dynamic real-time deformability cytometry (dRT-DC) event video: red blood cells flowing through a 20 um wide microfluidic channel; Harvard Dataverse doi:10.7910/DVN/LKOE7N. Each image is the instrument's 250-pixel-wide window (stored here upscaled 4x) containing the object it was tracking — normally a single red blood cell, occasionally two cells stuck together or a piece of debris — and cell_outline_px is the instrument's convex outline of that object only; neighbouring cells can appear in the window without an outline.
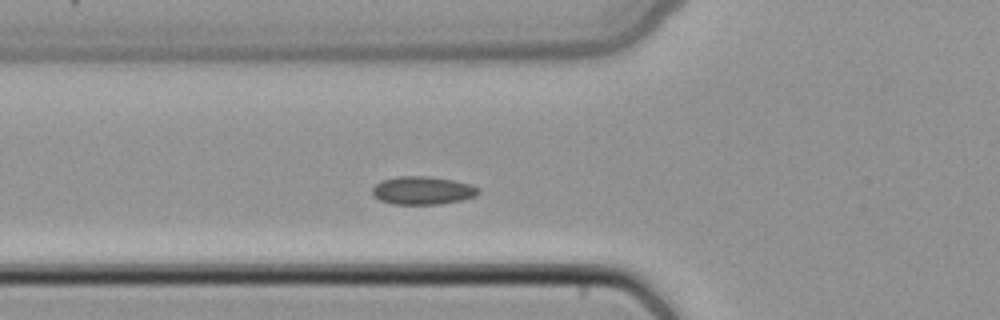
{"species": "common noctule bat (a hibernating species)", "species_latin": "Nyctalus noctula", "temperature_condition": "cold", "stored_images_in_passage": 33, "camera_frame_rate_fps": 3000, "um_per_image_px": 0.085, "animal": {"sex": "female", "body_mass_g": 22.7, "forearm_length_mm": 54.2}, "frame": {"image": 1, "passage_image": 2, "time_ms": 0.333, "image_size_px": [1000, 320], "cell_outline_px": [[480, 192], [476, 196], [460, 200], [440, 204], [392, 204], [380, 200], [372, 196], [372, 188], [380, 180], [396, 176], [428, 176], [452, 180], [468, 184], [480, 188]], "centroid_in_image_um": [35.88, 16.19], "position_along_channel_um": 89.9, "area_um2": 17.46}}
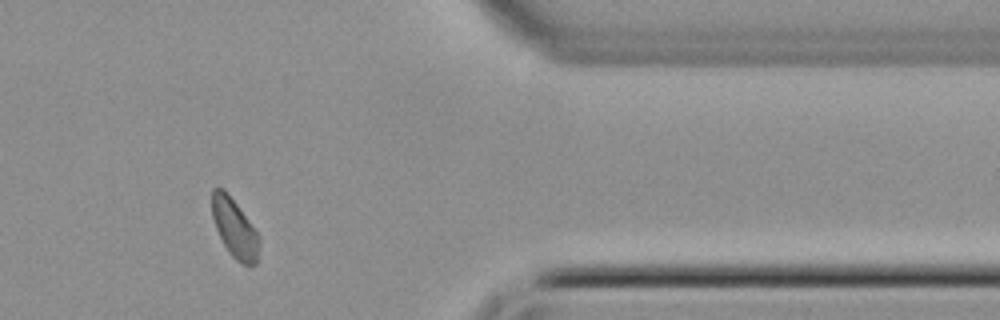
{"frame": {"image": 2, "passage_image": 25, "time_ms": 8.0, "image_size_px": [1000, 320], "cell_outline_px": [[260, 244], [256, 264], [248, 268], [240, 264], [232, 256], [224, 244], [216, 228], [212, 216], [212, 188], [224, 188], [260, 236]], "centroid_in_image_um": [19.96, 19.45], "position_along_channel_um": 391.4, "area_um2": 16.18}}
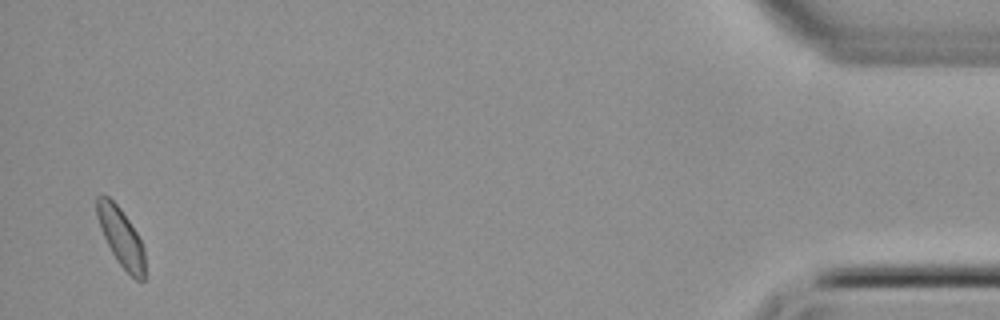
{"frame": {"image": 3, "passage_image": 32, "time_ms": 10.333, "image_size_px": [1000, 320], "cell_outline_px": [[144, 280], [136, 280], [116, 260], [100, 228], [96, 216], [96, 196], [104, 192], [120, 208], [136, 232], [144, 248]], "centroid_in_image_um": [10.25, 20.1], "position_along_channel_um": 424.9, "area_um2": 16.18}}